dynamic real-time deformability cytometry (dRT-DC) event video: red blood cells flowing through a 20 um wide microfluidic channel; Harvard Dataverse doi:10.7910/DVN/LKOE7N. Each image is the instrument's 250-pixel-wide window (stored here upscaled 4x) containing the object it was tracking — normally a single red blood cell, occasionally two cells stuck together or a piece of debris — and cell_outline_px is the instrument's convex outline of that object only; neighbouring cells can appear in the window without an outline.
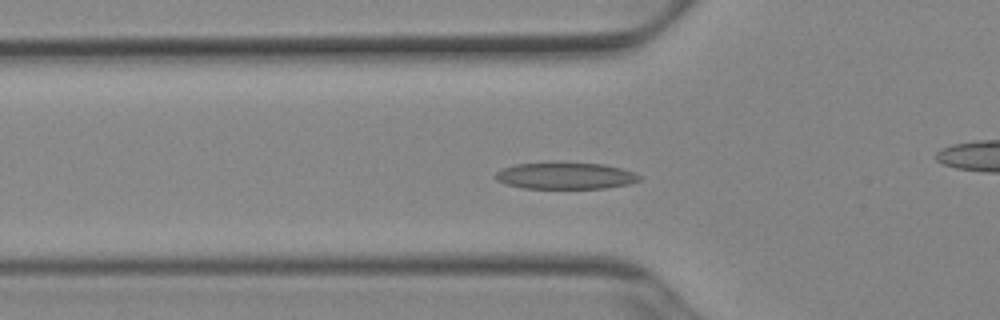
{"species": "Egyptian fruit bat (a non-hibernating species)", "species_latin": "Rousettus aegyptiacus", "temperature_condition": "cold", "stored_images_in_passage": 48, "camera_frame_rate_fps": 3000, "um_per_image_px": 0.085, "animal": {"sex": "female"}, "frame": {"image": 1, "passage_image": 13, "time_ms": 4.0, "image_size_px": [1000, 320], "cell_outline_px": [[640, 180], [628, 184], [604, 188], [524, 188], [508, 184], [496, 180], [492, 176], [496, 172], [504, 168], [516, 164], [556, 160], [604, 164], [636, 172], [640, 176]], "centroid_in_image_um": [48.04, 14.9], "position_along_channel_um": 77.8, "area_um2": 23.0}}
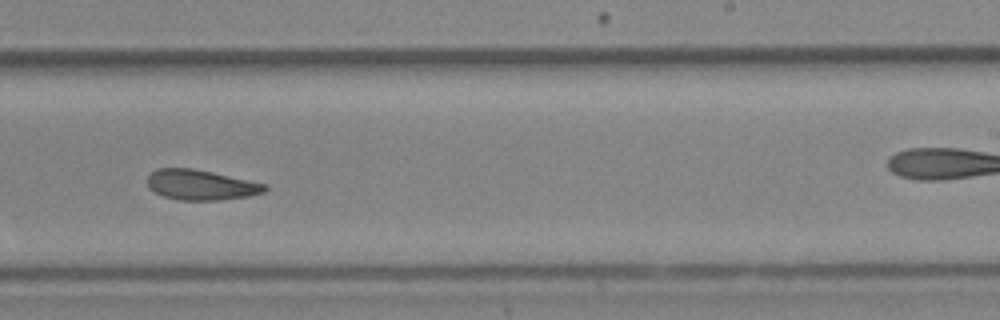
{"frame": {"image": 2, "passage_image": 28, "time_ms": 9.0, "image_size_px": [1000, 320], "cell_outline_px": [[268, 188], [264, 192], [248, 196], [216, 200], [180, 200], [164, 196], [148, 188], [148, 176], [156, 168], [192, 168], [212, 172], [268, 184]], "centroid_in_image_um": [17.08, 15.71], "position_along_channel_um": 271.9, "area_um2": 20.58}}
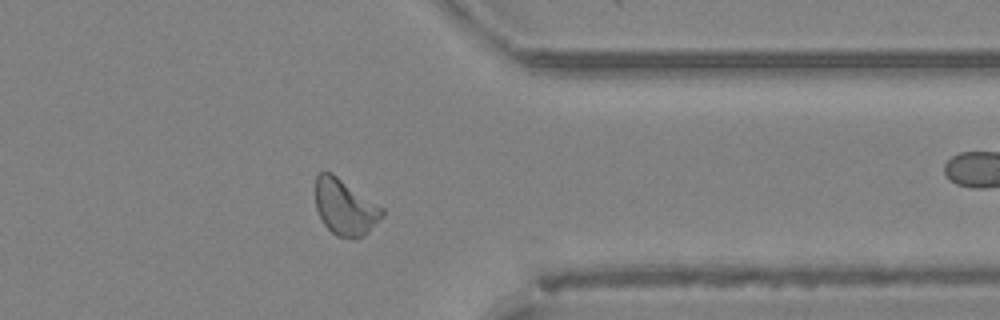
{"frame": {"image": 3, "passage_image": 37, "time_ms": 12.0, "image_size_px": [1000, 320], "cell_outline_px": [[384, 216], [364, 236], [356, 240], [352, 240], [336, 236], [324, 224], [316, 208], [316, 176], [320, 172], [332, 172], [384, 208]], "centroid_in_image_um": [29.35, 17.64], "position_along_channel_um": 382.0, "area_um2": 21.96}, "authors_computed_cell_mechanics": {"area_um2": 21.675, "velocity_mm_per_s": 3.8957, "shape_relaxation_time_tau1_ms": 5.5413, "shape_relaxation_time_tau2_ms": 7.5527, "deformation_change_tau1": 0.1471, "deformation_change_tau2": 0.1554}}